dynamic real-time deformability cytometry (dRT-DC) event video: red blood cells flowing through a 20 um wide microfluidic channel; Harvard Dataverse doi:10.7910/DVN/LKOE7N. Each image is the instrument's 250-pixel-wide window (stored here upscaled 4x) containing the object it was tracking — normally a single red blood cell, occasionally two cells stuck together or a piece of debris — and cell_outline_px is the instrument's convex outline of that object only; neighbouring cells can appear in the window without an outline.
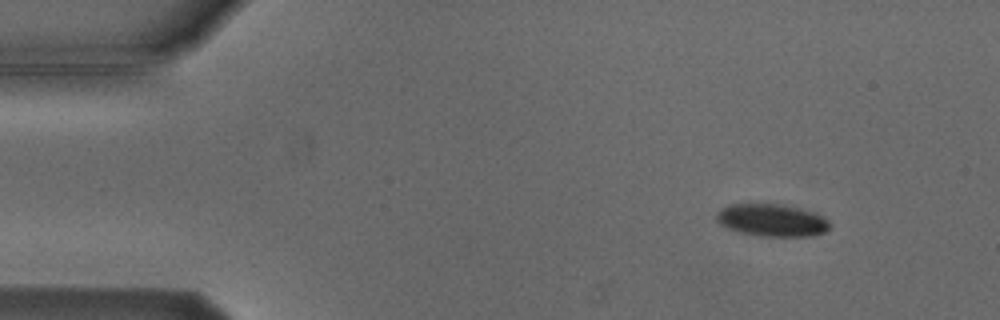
{"species": "Egyptian fruit bat (a non-hibernating species)", "species_latin": "Rousettus aegyptiacus", "temperature_condition": "cold", "stored_images_in_passage": 7, "camera_frame_rate_fps": 3000, "um_per_image_px": 0.085, "animal": {"sex": "male"}, "frame": {"image": 1, "passage_image": 1, "time_ms": 0.0, "image_size_px": [1000, 320], "cell_outline_px": [[828, 228], [824, 232], [812, 236], [756, 236], [736, 232], [720, 224], [716, 220], [716, 216], [720, 208], [732, 204], [776, 204], [800, 208], [812, 212], [828, 220]], "centroid_in_image_um": [65.55, 18.73], "position_along_channel_um": 19.4, "area_um2": 21.27}}
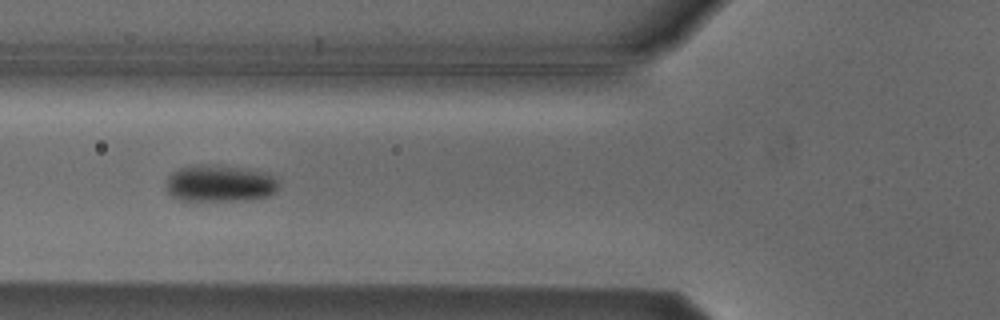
{"frame": {"image": 2, "passage_image": 5, "time_ms": 4.667, "image_size_px": [1000, 320], "cell_outline_px": [[276, 192], [268, 196], [252, 200], [180, 200], [172, 196], [164, 188], [164, 184], [168, 176], [172, 172], [180, 168], [196, 164], [216, 164], [244, 168], [260, 172], [272, 176], [276, 180]], "centroid_in_image_um": [18.61, 15.58], "position_along_channel_um": 107.2, "area_um2": 24.28}}
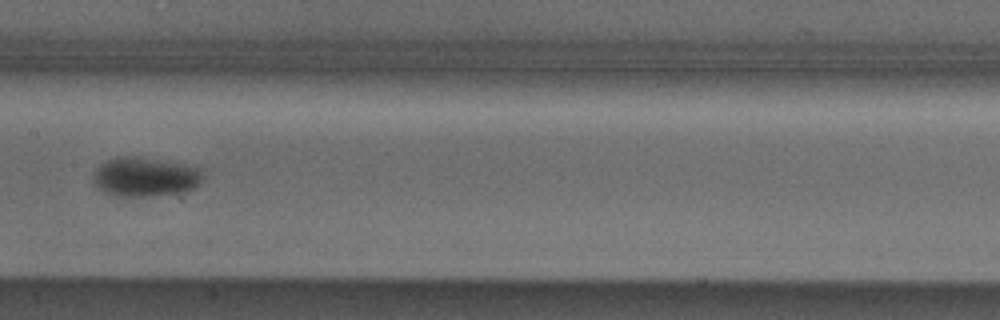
{"frame": {"image": 3, "passage_image": 7, "time_ms": 7.0, "image_size_px": [1000, 320], "cell_outline_px": [[204, 180], [196, 188], [176, 192], [148, 196], [116, 196], [104, 192], [92, 180], [92, 176], [96, 168], [100, 164], [116, 156], [128, 156], [204, 168]], "centroid_in_image_um": [12.35, 15.04], "position_along_channel_um": 195.1, "area_um2": 24.85}}